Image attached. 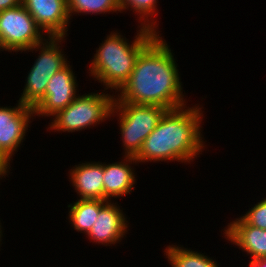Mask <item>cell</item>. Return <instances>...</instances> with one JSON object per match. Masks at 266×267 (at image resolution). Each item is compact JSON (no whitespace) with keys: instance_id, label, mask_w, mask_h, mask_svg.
I'll list each match as a JSON object with an SVG mask.
<instances>
[{"instance_id":"5b68a950","label":"cell","mask_w":266,"mask_h":267,"mask_svg":"<svg viewBox=\"0 0 266 267\" xmlns=\"http://www.w3.org/2000/svg\"><path fill=\"white\" fill-rule=\"evenodd\" d=\"M115 98L105 93L77 96L66 108L58 111L49 128L57 131H80L110 117Z\"/></svg>"},{"instance_id":"7402d4cb","label":"cell","mask_w":266,"mask_h":267,"mask_svg":"<svg viewBox=\"0 0 266 267\" xmlns=\"http://www.w3.org/2000/svg\"><path fill=\"white\" fill-rule=\"evenodd\" d=\"M249 263L250 267H266V257L251 259Z\"/></svg>"},{"instance_id":"7a4b0ae2","label":"cell","mask_w":266,"mask_h":267,"mask_svg":"<svg viewBox=\"0 0 266 267\" xmlns=\"http://www.w3.org/2000/svg\"><path fill=\"white\" fill-rule=\"evenodd\" d=\"M167 110L156 128L144 140L136 161L190 162L204 147L201 136V108Z\"/></svg>"},{"instance_id":"7c38bea8","label":"cell","mask_w":266,"mask_h":267,"mask_svg":"<svg viewBox=\"0 0 266 267\" xmlns=\"http://www.w3.org/2000/svg\"><path fill=\"white\" fill-rule=\"evenodd\" d=\"M224 233L226 239L250 254L252 259L266 257V230L248 225L240 217L229 223Z\"/></svg>"},{"instance_id":"44dd1931","label":"cell","mask_w":266,"mask_h":267,"mask_svg":"<svg viewBox=\"0 0 266 267\" xmlns=\"http://www.w3.org/2000/svg\"><path fill=\"white\" fill-rule=\"evenodd\" d=\"M21 4L22 0H0V11L20 6Z\"/></svg>"},{"instance_id":"ffe728a7","label":"cell","mask_w":266,"mask_h":267,"mask_svg":"<svg viewBox=\"0 0 266 267\" xmlns=\"http://www.w3.org/2000/svg\"><path fill=\"white\" fill-rule=\"evenodd\" d=\"M10 161L3 155V153L0 151V178L1 176H5L10 169ZM9 167V168H8Z\"/></svg>"},{"instance_id":"8992f818","label":"cell","mask_w":266,"mask_h":267,"mask_svg":"<svg viewBox=\"0 0 266 267\" xmlns=\"http://www.w3.org/2000/svg\"><path fill=\"white\" fill-rule=\"evenodd\" d=\"M46 40L44 39L45 43L37 44L28 49L36 50L40 48L41 50L40 55L28 73L23 94L19 99L21 103L32 108L44 98L47 84L51 77L68 64L58 45L63 40V37H49ZM48 40L50 41L48 42Z\"/></svg>"},{"instance_id":"277c9868","label":"cell","mask_w":266,"mask_h":267,"mask_svg":"<svg viewBox=\"0 0 266 267\" xmlns=\"http://www.w3.org/2000/svg\"><path fill=\"white\" fill-rule=\"evenodd\" d=\"M116 110L119 112V127L126 150L125 156L135 157L141 150L144 140L156 128L168 109L158 105L114 102L112 113Z\"/></svg>"},{"instance_id":"6da1fadb","label":"cell","mask_w":266,"mask_h":267,"mask_svg":"<svg viewBox=\"0 0 266 267\" xmlns=\"http://www.w3.org/2000/svg\"><path fill=\"white\" fill-rule=\"evenodd\" d=\"M176 61L159 34L140 52L128 81L114 102L158 105L168 110L185 106Z\"/></svg>"},{"instance_id":"603a6c76","label":"cell","mask_w":266,"mask_h":267,"mask_svg":"<svg viewBox=\"0 0 266 267\" xmlns=\"http://www.w3.org/2000/svg\"><path fill=\"white\" fill-rule=\"evenodd\" d=\"M0 49L4 50V47H3L2 43H1V38H0Z\"/></svg>"},{"instance_id":"3957f363","label":"cell","mask_w":266,"mask_h":267,"mask_svg":"<svg viewBox=\"0 0 266 267\" xmlns=\"http://www.w3.org/2000/svg\"><path fill=\"white\" fill-rule=\"evenodd\" d=\"M119 33L108 35L96 51L90 73L105 86L118 91L128 81L140 52L157 36V32L140 28L132 44Z\"/></svg>"},{"instance_id":"8fae6325","label":"cell","mask_w":266,"mask_h":267,"mask_svg":"<svg viewBox=\"0 0 266 267\" xmlns=\"http://www.w3.org/2000/svg\"><path fill=\"white\" fill-rule=\"evenodd\" d=\"M127 220L116 203L106 201L101 207L93 227L86 234L96 243L116 244L127 232Z\"/></svg>"},{"instance_id":"cb8c5ba5","label":"cell","mask_w":266,"mask_h":267,"mask_svg":"<svg viewBox=\"0 0 266 267\" xmlns=\"http://www.w3.org/2000/svg\"><path fill=\"white\" fill-rule=\"evenodd\" d=\"M1 235H2V230H1V225H0V241H1Z\"/></svg>"},{"instance_id":"e0dca14e","label":"cell","mask_w":266,"mask_h":267,"mask_svg":"<svg viewBox=\"0 0 266 267\" xmlns=\"http://www.w3.org/2000/svg\"><path fill=\"white\" fill-rule=\"evenodd\" d=\"M69 17L72 13L101 14L110 11H119L118 0H67Z\"/></svg>"},{"instance_id":"52a82bcc","label":"cell","mask_w":266,"mask_h":267,"mask_svg":"<svg viewBox=\"0 0 266 267\" xmlns=\"http://www.w3.org/2000/svg\"><path fill=\"white\" fill-rule=\"evenodd\" d=\"M43 33L24 6L0 11V38L4 50L28 51L43 43Z\"/></svg>"},{"instance_id":"2e32d148","label":"cell","mask_w":266,"mask_h":267,"mask_svg":"<svg viewBox=\"0 0 266 267\" xmlns=\"http://www.w3.org/2000/svg\"><path fill=\"white\" fill-rule=\"evenodd\" d=\"M167 247L166 256L172 267H218L210 257L198 252L175 245Z\"/></svg>"},{"instance_id":"d6986e66","label":"cell","mask_w":266,"mask_h":267,"mask_svg":"<svg viewBox=\"0 0 266 267\" xmlns=\"http://www.w3.org/2000/svg\"><path fill=\"white\" fill-rule=\"evenodd\" d=\"M241 218L248 224L266 230V198L255 204Z\"/></svg>"},{"instance_id":"9a60e30c","label":"cell","mask_w":266,"mask_h":267,"mask_svg":"<svg viewBox=\"0 0 266 267\" xmlns=\"http://www.w3.org/2000/svg\"><path fill=\"white\" fill-rule=\"evenodd\" d=\"M105 202V200L98 199H79L68 205L70 208L69 219L74 229L87 234L98 218L100 207Z\"/></svg>"},{"instance_id":"5bb4252c","label":"cell","mask_w":266,"mask_h":267,"mask_svg":"<svg viewBox=\"0 0 266 267\" xmlns=\"http://www.w3.org/2000/svg\"><path fill=\"white\" fill-rule=\"evenodd\" d=\"M75 166L70 175L80 199L103 200V164L88 162Z\"/></svg>"},{"instance_id":"ac0fdd59","label":"cell","mask_w":266,"mask_h":267,"mask_svg":"<svg viewBox=\"0 0 266 267\" xmlns=\"http://www.w3.org/2000/svg\"><path fill=\"white\" fill-rule=\"evenodd\" d=\"M157 1L158 0H118V6L120 8V12L123 11L124 9H127L128 7L134 9V11L137 12V14L139 13L140 15L139 19L143 18L142 21L144 22L141 23V25L147 29L156 31L155 30L156 24H154L156 23V21L152 23L148 20V17L154 15L156 11L155 9Z\"/></svg>"},{"instance_id":"ba28073f","label":"cell","mask_w":266,"mask_h":267,"mask_svg":"<svg viewBox=\"0 0 266 267\" xmlns=\"http://www.w3.org/2000/svg\"><path fill=\"white\" fill-rule=\"evenodd\" d=\"M75 78L68 64L56 72L48 81L44 98L33 108L34 116H53L72 103L77 97Z\"/></svg>"},{"instance_id":"9c48e42d","label":"cell","mask_w":266,"mask_h":267,"mask_svg":"<svg viewBox=\"0 0 266 267\" xmlns=\"http://www.w3.org/2000/svg\"><path fill=\"white\" fill-rule=\"evenodd\" d=\"M33 114L34 109L20 101L17 107H0V151L9 161L23 142Z\"/></svg>"},{"instance_id":"30bf717a","label":"cell","mask_w":266,"mask_h":267,"mask_svg":"<svg viewBox=\"0 0 266 267\" xmlns=\"http://www.w3.org/2000/svg\"><path fill=\"white\" fill-rule=\"evenodd\" d=\"M22 5L49 37H63L70 19L67 0H22Z\"/></svg>"},{"instance_id":"4fadbf2b","label":"cell","mask_w":266,"mask_h":267,"mask_svg":"<svg viewBox=\"0 0 266 267\" xmlns=\"http://www.w3.org/2000/svg\"><path fill=\"white\" fill-rule=\"evenodd\" d=\"M124 158H126L125 162L108 165L103 163V200L105 201H110V197L116 198L132 192L136 179L129 163L132 164V162L136 163L137 161L133 156H125Z\"/></svg>"}]
</instances>
